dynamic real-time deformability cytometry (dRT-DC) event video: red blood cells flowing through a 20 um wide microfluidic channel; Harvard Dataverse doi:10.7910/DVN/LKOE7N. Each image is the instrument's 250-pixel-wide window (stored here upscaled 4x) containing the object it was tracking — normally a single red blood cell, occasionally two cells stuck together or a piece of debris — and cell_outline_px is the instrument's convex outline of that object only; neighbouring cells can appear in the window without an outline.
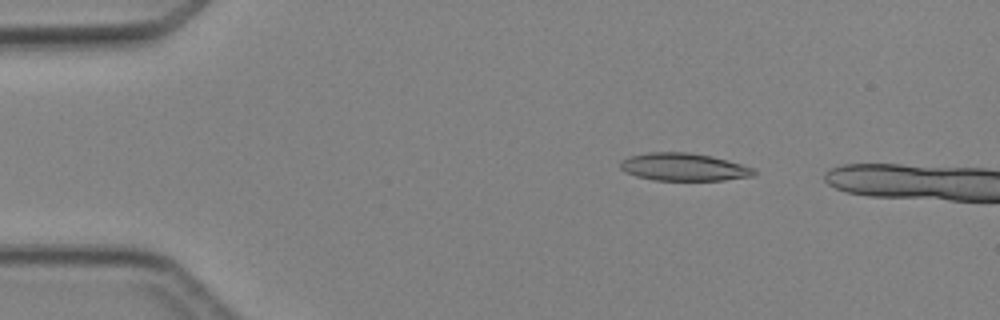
{"species": "Egyptian fruit bat (a non-hibernating species)", "species_latin": "Rousettus aegyptiacus", "temperature_condition": "cold", "stored_images_in_passage": 3, "camera_frame_rate_fps": 3000, "um_per_image_px": 0.085, "animal": {"sex": "female"}, "frame": {"image": 1, "passage_image": 2, "time_ms": 2.0, "image_size_px": [1000, 320], "cell_outline_px": [[756, 172], [752, 176], [724, 180], [652, 180], [636, 176], [624, 172], [620, 168], [620, 160], [628, 156], [648, 152], [688, 152], [712, 156], [728, 160], [752, 168]], "centroid_in_image_um": [58.05, 14.19], "position_along_channel_um": 26.9, "area_um2": 21.62}}